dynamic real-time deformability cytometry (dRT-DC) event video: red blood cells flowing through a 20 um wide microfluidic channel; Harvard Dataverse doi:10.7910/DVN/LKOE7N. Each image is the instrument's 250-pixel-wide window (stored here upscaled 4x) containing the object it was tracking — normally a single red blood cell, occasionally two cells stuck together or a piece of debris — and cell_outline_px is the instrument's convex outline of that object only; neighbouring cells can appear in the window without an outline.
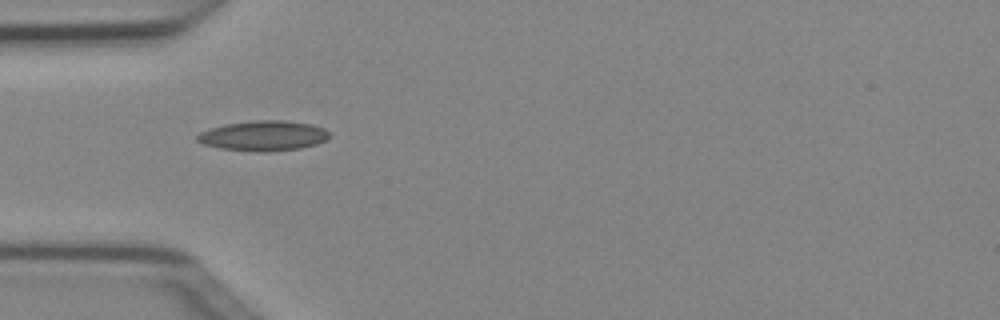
{"species": "Egyptian fruit bat (a non-hibernating species)", "species_latin": "Rousettus aegyptiacus", "temperature_condition": "cold", "stored_images_in_passage": 7, "camera_frame_rate_fps": 3000, "um_per_image_px": 0.085, "animal": {"sex": "female"}, "frame": {"image": 1, "passage_image": 4, "time_ms": 1.0, "image_size_px": [1000, 320], "cell_outline_px": [[332, 136], [316, 144], [300, 148], [268, 152], [260, 152], [220, 148], [204, 144], [196, 140], [196, 136], [200, 132], [208, 128], [224, 124], [252, 120], [284, 120], [312, 124], [324, 128], [332, 132]], "centroid_in_image_um": [22.41, 11.53], "position_along_channel_um": 62.6, "area_um2": 23.47}}
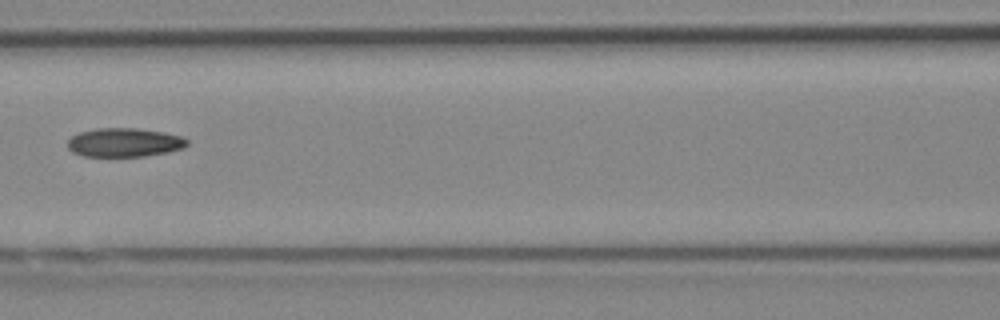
{"frame": {"image": 2, "passage_image": 6, "time_ms": 1.667, "image_size_px": [1000, 320], "cell_outline_px": [[188, 144], [184, 148], [168, 152], [144, 156], [84, 156], [72, 152], [68, 148], [68, 140], [72, 136], [80, 132], [96, 128], [136, 128], [164, 132], [180, 136], [188, 140]], "centroid_in_image_um": [10.57, 12.11], "position_along_channel_um": 156.0, "area_um2": 20.06}}
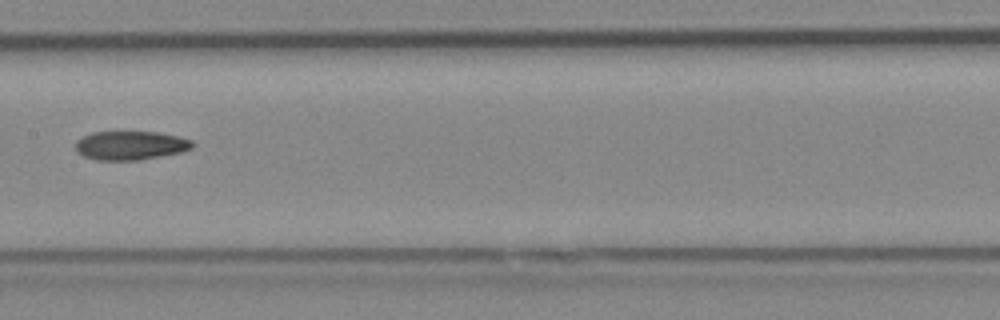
{"frame": {"image": 3, "passage_image": 7, "time_ms": 2.0, "image_size_px": [1000, 320], "cell_outline_px": [[196, 144], [192, 148], [180, 152], [140, 160], [96, 160], [84, 156], [76, 152], [76, 140], [92, 132], [156, 132], [176, 136], [192, 140]], "centroid_in_image_um": [11.08, 12.36], "position_along_channel_um": 196.3, "area_um2": 19.59}}